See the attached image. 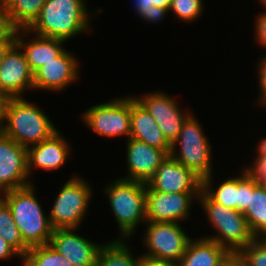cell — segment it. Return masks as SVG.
Returning a JSON list of instances; mask_svg holds the SVG:
<instances>
[{"instance_id":"1","label":"cell","mask_w":266,"mask_h":266,"mask_svg":"<svg viewBox=\"0 0 266 266\" xmlns=\"http://www.w3.org/2000/svg\"><path fill=\"white\" fill-rule=\"evenodd\" d=\"M86 5V0H46L27 30L30 34L64 41L90 32L91 15Z\"/></svg>"},{"instance_id":"2","label":"cell","mask_w":266,"mask_h":266,"mask_svg":"<svg viewBox=\"0 0 266 266\" xmlns=\"http://www.w3.org/2000/svg\"><path fill=\"white\" fill-rule=\"evenodd\" d=\"M34 184L1 193L11 209L23 242L29 247L49 244L54 228L35 195Z\"/></svg>"},{"instance_id":"3","label":"cell","mask_w":266,"mask_h":266,"mask_svg":"<svg viewBox=\"0 0 266 266\" xmlns=\"http://www.w3.org/2000/svg\"><path fill=\"white\" fill-rule=\"evenodd\" d=\"M58 128L37 105L23 97L11 98L0 131L28 148L49 138Z\"/></svg>"},{"instance_id":"4","label":"cell","mask_w":266,"mask_h":266,"mask_svg":"<svg viewBox=\"0 0 266 266\" xmlns=\"http://www.w3.org/2000/svg\"><path fill=\"white\" fill-rule=\"evenodd\" d=\"M197 202L204 209L208 223L216 230L212 236H203L225 247L230 253H238L256 239L243 213L215 202L203 189Z\"/></svg>"},{"instance_id":"5","label":"cell","mask_w":266,"mask_h":266,"mask_svg":"<svg viewBox=\"0 0 266 266\" xmlns=\"http://www.w3.org/2000/svg\"><path fill=\"white\" fill-rule=\"evenodd\" d=\"M104 192L121 233L117 239L132 237L137 226L146 222V183L121 177L105 187Z\"/></svg>"},{"instance_id":"6","label":"cell","mask_w":266,"mask_h":266,"mask_svg":"<svg viewBox=\"0 0 266 266\" xmlns=\"http://www.w3.org/2000/svg\"><path fill=\"white\" fill-rule=\"evenodd\" d=\"M194 116L191 113L184 121L177 140L172 144L170 155L203 180L213 175V152L203 127ZM177 146H180L179 151Z\"/></svg>"},{"instance_id":"7","label":"cell","mask_w":266,"mask_h":266,"mask_svg":"<svg viewBox=\"0 0 266 266\" xmlns=\"http://www.w3.org/2000/svg\"><path fill=\"white\" fill-rule=\"evenodd\" d=\"M74 175L66 181L57 194L49 219L54 229H79L80 223L88 212L92 188L86 180Z\"/></svg>"},{"instance_id":"8","label":"cell","mask_w":266,"mask_h":266,"mask_svg":"<svg viewBox=\"0 0 266 266\" xmlns=\"http://www.w3.org/2000/svg\"><path fill=\"white\" fill-rule=\"evenodd\" d=\"M82 114L84 124L99 136L130 138L131 131V95L117 97L106 103H100L86 109Z\"/></svg>"},{"instance_id":"9","label":"cell","mask_w":266,"mask_h":266,"mask_svg":"<svg viewBox=\"0 0 266 266\" xmlns=\"http://www.w3.org/2000/svg\"><path fill=\"white\" fill-rule=\"evenodd\" d=\"M144 225L147 226L145 234L142 235L143 246L146 245L148 252L143 255L179 262L192 239L185 233L180 223L146 221Z\"/></svg>"},{"instance_id":"10","label":"cell","mask_w":266,"mask_h":266,"mask_svg":"<svg viewBox=\"0 0 266 266\" xmlns=\"http://www.w3.org/2000/svg\"><path fill=\"white\" fill-rule=\"evenodd\" d=\"M200 193H162L146 183V221L183 223Z\"/></svg>"},{"instance_id":"11","label":"cell","mask_w":266,"mask_h":266,"mask_svg":"<svg viewBox=\"0 0 266 266\" xmlns=\"http://www.w3.org/2000/svg\"><path fill=\"white\" fill-rule=\"evenodd\" d=\"M134 97L147 109L167 141L172 145L177 140L182 125L191 112L183 111L176 99L165 92L156 90L140 97Z\"/></svg>"},{"instance_id":"12","label":"cell","mask_w":266,"mask_h":266,"mask_svg":"<svg viewBox=\"0 0 266 266\" xmlns=\"http://www.w3.org/2000/svg\"><path fill=\"white\" fill-rule=\"evenodd\" d=\"M28 179L27 148L0 131V194L33 184Z\"/></svg>"},{"instance_id":"13","label":"cell","mask_w":266,"mask_h":266,"mask_svg":"<svg viewBox=\"0 0 266 266\" xmlns=\"http://www.w3.org/2000/svg\"><path fill=\"white\" fill-rule=\"evenodd\" d=\"M147 184L162 193H200L202 179L171 155L157 168Z\"/></svg>"},{"instance_id":"14","label":"cell","mask_w":266,"mask_h":266,"mask_svg":"<svg viewBox=\"0 0 266 266\" xmlns=\"http://www.w3.org/2000/svg\"><path fill=\"white\" fill-rule=\"evenodd\" d=\"M79 69L77 58L65 50L33 73L34 90L62 91L77 81Z\"/></svg>"},{"instance_id":"15","label":"cell","mask_w":266,"mask_h":266,"mask_svg":"<svg viewBox=\"0 0 266 266\" xmlns=\"http://www.w3.org/2000/svg\"><path fill=\"white\" fill-rule=\"evenodd\" d=\"M75 232V228L54 229L49 244L73 266H95L104 244L91 242Z\"/></svg>"},{"instance_id":"16","label":"cell","mask_w":266,"mask_h":266,"mask_svg":"<svg viewBox=\"0 0 266 266\" xmlns=\"http://www.w3.org/2000/svg\"><path fill=\"white\" fill-rule=\"evenodd\" d=\"M28 88L34 90L33 72L23 50L15 43L0 63V89L11 98H18Z\"/></svg>"},{"instance_id":"17","label":"cell","mask_w":266,"mask_h":266,"mask_svg":"<svg viewBox=\"0 0 266 266\" xmlns=\"http://www.w3.org/2000/svg\"><path fill=\"white\" fill-rule=\"evenodd\" d=\"M126 163L128 176L122 179L147 183L168 154L134 138L127 139Z\"/></svg>"},{"instance_id":"18","label":"cell","mask_w":266,"mask_h":266,"mask_svg":"<svg viewBox=\"0 0 266 266\" xmlns=\"http://www.w3.org/2000/svg\"><path fill=\"white\" fill-rule=\"evenodd\" d=\"M69 142L62 136L59 130L39 144L27 148L28 174L33 168L41 170H58L61 168L71 152Z\"/></svg>"},{"instance_id":"19","label":"cell","mask_w":266,"mask_h":266,"mask_svg":"<svg viewBox=\"0 0 266 266\" xmlns=\"http://www.w3.org/2000/svg\"><path fill=\"white\" fill-rule=\"evenodd\" d=\"M29 33L27 29H17L16 43L23 50L33 73L66 50L63 45L66 41L57 38H47L35 34L33 39L26 41L25 36L29 37Z\"/></svg>"},{"instance_id":"20","label":"cell","mask_w":266,"mask_h":266,"mask_svg":"<svg viewBox=\"0 0 266 266\" xmlns=\"http://www.w3.org/2000/svg\"><path fill=\"white\" fill-rule=\"evenodd\" d=\"M130 123V138L147 143L149 146L159 148L170 155L172 145L159 129L154 118L134 96H131Z\"/></svg>"},{"instance_id":"21","label":"cell","mask_w":266,"mask_h":266,"mask_svg":"<svg viewBox=\"0 0 266 266\" xmlns=\"http://www.w3.org/2000/svg\"><path fill=\"white\" fill-rule=\"evenodd\" d=\"M230 252L207 238L191 239L177 266H220Z\"/></svg>"},{"instance_id":"22","label":"cell","mask_w":266,"mask_h":266,"mask_svg":"<svg viewBox=\"0 0 266 266\" xmlns=\"http://www.w3.org/2000/svg\"><path fill=\"white\" fill-rule=\"evenodd\" d=\"M256 238H266V187L257 184L249 192V204L243 213Z\"/></svg>"},{"instance_id":"23","label":"cell","mask_w":266,"mask_h":266,"mask_svg":"<svg viewBox=\"0 0 266 266\" xmlns=\"http://www.w3.org/2000/svg\"><path fill=\"white\" fill-rule=\"evenodd\" d=\"M46 0H0L12 25L16 29H27L38 17Z\"/></svg>"},{"instance_id":"24","label":"cell","mask_w":266,"mask_h":266,"mask_svg":"<svg viewBox=\"0 0 266 266\" xmlns=\"http://www.w3.org/2000/svg\"><path fill=\"white\" fill-rule=\"evenodd\" d=\"M132 249L124 240L116 239L104 243L95 266H139L140 257L133 256Z\"/></svg>"},{"instance_id":"25","label":"cell","mask_w":266,"mask_h":266,"mask_svg":"<svg viewBox=\"0 0 266 266\" xmlns=\"http://www.w3.org/2000/svg\"><path fill=\"white\" fill-rule=\"evenodd\" d=\"M212 188V175L202 180V189L217 203L238 211V177H230Z\"/></svg>"},{"instance_id":"26","label":"cell","mask_w":266,"mask_h":266,"mask_svg":"<svg viewBox=\"0 0 266 266\" xmlns=\"http://www.w3.org/2000/svg\"><path fill=\"white\" fill-rule=\"evenodd\" d=\"M0 236L5 239L23 258L30 249L16 226L10 207L0 195Z\"/></svg>"},{"instance_id":"27","label":"cell","mask_w":266,"mask_h":266,"mask_svg":"<svg viewBox=\"0 0 266 266\" xmlns=\"http://www.w3.org/2000/svg\"><path fill=\"white\" fill-rule=\"evenodd\" d=\"M21 261L22 266H73L50 244L31 247Z\"/></svg>"},{"instance_id":"28","label":"cell","mask_w":266,"mask_h":266,"mask_svg":"<svg viewBox=\"0 0 266 266\" xmlns=\"http://www.w3.org/2000/svg\"><path fill=\"white\" fill-rule=\"evenodd\" d=\"M203 0H171L169 11L183 22L197 20L203 13Z\"/></svg>"},{"instance_id":"29","label":"cell","mask_w":266,"mask_h":266,"mask_svg":"<svg viewBox=\"0 0 266 266\" xmlns=\"http://www.w3.org/2000/svg\"><path fill=\"white\" fill-rule=\"evenodd\" d=\"M238 254L247 266H266V238H256Z\"/></svg>"},{"instance_id":"30","label":"cell","mask_w":266,"mask_h":266,"mask_svg":"<svg viewBox=\"0 0 266 266\" xmlns=\"http://www.w3.org/2000/svg\"><path fill=\"white\" fill-rule=\"evenodd\" d=\"M257 183L250 179L244 171L238 176V211L244 213L249 204V192H252Z\"/></svg>"},{"instance_id":"31","label":"cell","mask_w":266,"mask_h":266,"mask_svg":"<svg viewBox=\"0 0 266 266\" xmlns=\"http://www.w3.org/2000/svg\"><path fill=\"white\" fill-rule=\"evenodd\" d=\"M252 163L250 166L244 165L245 167L242 170L257 184L266 187V157L256 156Z\"/></svg>"},{"instance_id":"32","label":"cell","mask_w":266,"mask_h":266,"mask_svg":"<svg viewBox=\"0 0 266 266\" xmlns=\"http://www.w3.org/2000/svg\"><path fill=\"white\" fill-rule=\"evenodd\" d=\"M171 0H134L136 14L142 19L145 13L154 10V6L160 8H169Z\"/></svg>"},{"instance_id":"33","label":"cell","mask_w":266,"mask_h":266,"mask_svg":"<svg viewBox=\"0 0 266 266\" xmlns=\"http://www.w3.org/2000/svg\"><path fill=\"white\" fill-rule=\"evenodd\" d=\"M17 29L12 25L10 18L0 3V40L4 38H16Z\"/></svg>"},{"instance_id":"34","label":"cell","mask_w":266,"mask_h":266,"mask_svg":"<svg viewBox=\"0 0 266 266\" xmlns=\"http://www.w3.org/2000/svg\"><path fill=\"white\" fill-rule=\"evenodd\" d=\"M260 62L258 64V82H259V99L257 100V103L259 106L264 108L266 107V55L265 57H261Z\"/></svg>"},{"instance_id":"35","label":"cell","mask_w":266,"mask_h":266,"mask_svg":"<svg viewBox=\"0 0 266 266\" xmlns=\"http://www.w3.org/2000/svg\"><path fill=\"white\" fill-rule=\"evenodd\" d=\"M266 10V8H265ZM255 41L266 48V12H262L255 20Z\"/></svg>"},{"instance_id":"36","label":"cell","mask_w":266,"mask_h":266,"mask_svg":"<svg viewBox=\"0 0 266 266\" xmlns=\"http://www.w3.org/2000/svg\"><path fill=\"white\" fill-rule=\"evenodd\" d=\"M139 266H177V262L139 255Z\"/></svg>"},{"instance_id":"37","label":"cell","mask_w":266,"mask_h":266,"mask_svg":"<svg viewBox=\"0 0 266 266\" xmlns=\"http://www.w3.org/2000/svg\"><path fill=\"white\" fill-rule=\"evenodd\" d=\"M169 12V8H160L154 6V10H152L149 13H145V16L142 18L145 22L148 21V23H157L160 22V20H163L164 17L167 16Z\"/></svg>"},{"instance_id":"38","label":"cell","mask_w":266,"mask_h":266,"mask_svg":"<svg viewBox=\"0 0 266 266\" xmlns=\"http://www.w3.org/2000/svg\"><path fill=\"white\" fill-rule=\"evenodd\" d=\"M17 256L22 259L20 254L0 236V260L10 259L12 256Z\"/></svg>"},{"instance_id":"39","label":"cell","mask_w":266,"mask_h":266,"mask_svg":"<svg viewBox=\"0 0 266 266\" xmlns=\"http://www.w3.org/2000/svg\"><path fill=\"white\" fill-rule=\"evenodd\" d=\"M220 266H247L238 253H230Z\"/></svg>"},{"instance_id":"40","label":"cell","mask_w":266,"mask_h":266,"mask_svg":"<svg viewBox=\"0 0 266 266\" xmlns=\"http://www.w3.org/2000/svg\"><path fill=\"white\" fill-rule=\"evenodd\" d=\"M16 43V38H4L0 40V63L5 58L7 52Z\"/></svg>"},{"instance_id":"41","label":"cell","mask_w":266,"mask_h":266,"mask_svg":"<svg viewBox=\"0 0 266 266\" xmlns=\"http://www.w3.org/2000/svg\"><path fill=\"white\" fill-rule=\"evenodd\" d=\"M10 99L11 97L5 91L0 89V125L4 120Z\"/></svg>"},{"instance_id":"42","label":"cell","mask_w":266,"mask_h":266,"mask_svg":"<svg viewBox=\"0 0 266 266\" xmlns=\"http://www.w3.org/2000/svg\"><path fill=\"white\" fill-rule=\"evenodd\" d=\"M257 147V156H264L266 157V138L264 137V139L262 138Z\"/></svg>"},{"instance_id":"43","label":"cell","mask_w":266,"mask_h":266,"mask_svg":"<svg viewBox=\"0 0 266 266\" xmlns=\"http://www.w3.org/2000/svg\"><path fill=\"white\" fill-rule=\"evenodd\" d=\"M259 2L262 4L263 7L266 8V0H259Z\"/></svg>"}]
</instances>
